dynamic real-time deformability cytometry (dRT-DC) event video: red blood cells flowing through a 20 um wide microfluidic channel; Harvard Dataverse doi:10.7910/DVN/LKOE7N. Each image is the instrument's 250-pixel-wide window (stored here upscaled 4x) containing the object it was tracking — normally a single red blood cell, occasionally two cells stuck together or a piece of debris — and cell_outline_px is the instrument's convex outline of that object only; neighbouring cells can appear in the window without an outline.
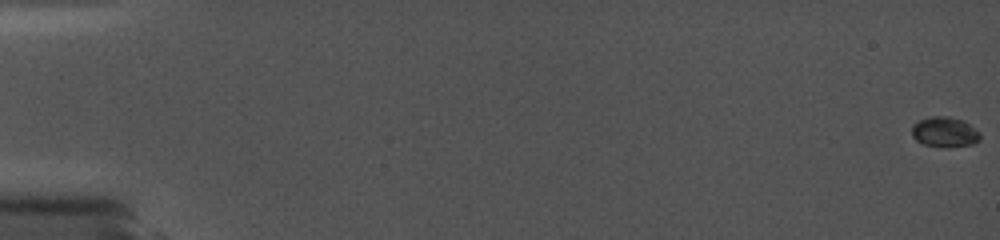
{"species": "common noctule bat (a hibernating species)", "species_latin": "Nyctalus noctula", "temperature_condition": "cold", "stored_images_in_passage": 36, "camera_frame_rate_fps": 5000, "um_per_image_px": 0.085, "animal": {"sex": "female", "body_mass_g": 19.0, "forearm_length_mm": 56.7}, "frame": {"image": 1, "passage_image": 1, "time_ms": 0.0, "image_size_px": [1000, 240], "cell_outline_px": [[980, 140], [972, 144], [924, 144], [916, 140], [912, 136], [912, 124], [920, 120], [932, 116], [948, 116], [964, 120], [980, 132]], "centroid_in_image_um": [80.3, 11.15], "position_along_channel_um": 4.7, "area_um2": 11.44}}
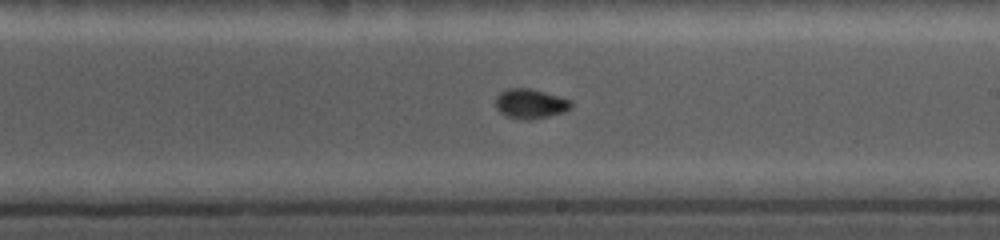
{"frame": {"image": 2, "passage_image": 22, "time_ms": 11.2, "image_size_px": [1000, 240], "cell_outline_px": [[572, 108], [564, 112], [548, 116], [528, 120], [520, 120], [508, 116], [500, 112], [496, 108], [496, 96], [500, 92], [508, 88], [528, 88], [544, 92], [572, 100]], "centroid_in_image_um": [45.09, 8.82], "position_along_channel_um": 243.9, "area_um2": 13.06}}
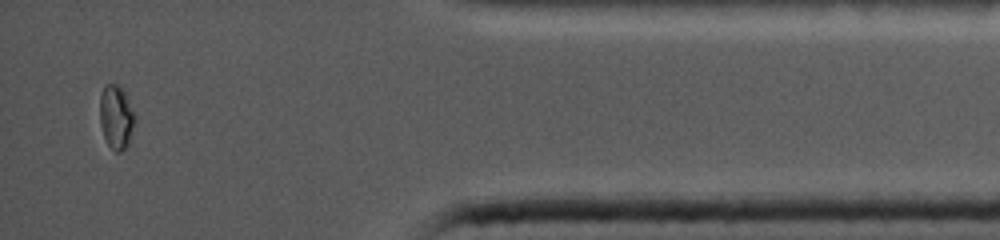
{"frame": {"image": 3, "passage_image": 36, "time_ms": 16.6, "image_size_px": [1000, 240], "cell_outline_px": [[136, 116], [128, 144], [120, 152], [116, 152], [108, 144], [104, 136], [100, 124], [100, 96], [104, 84], [116, 84], [124, 88]], "centroid_in_image_um": [9.88, 9.9], "position_along_channel_um": 425.3, "area_um2": 13.12}}